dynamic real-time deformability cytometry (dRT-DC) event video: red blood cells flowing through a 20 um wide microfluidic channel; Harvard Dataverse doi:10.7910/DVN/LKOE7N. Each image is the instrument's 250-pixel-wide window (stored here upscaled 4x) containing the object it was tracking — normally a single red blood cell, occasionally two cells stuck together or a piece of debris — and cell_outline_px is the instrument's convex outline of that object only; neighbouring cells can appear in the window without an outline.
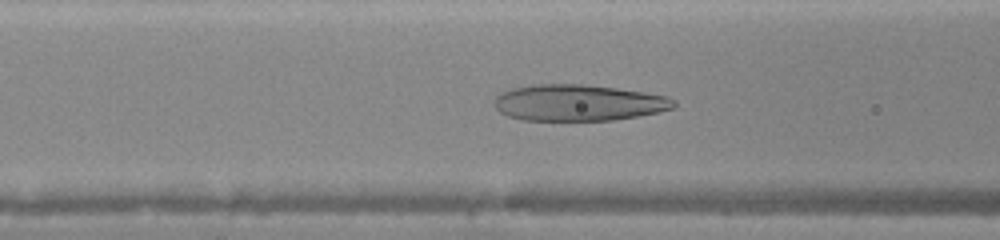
{"species": "human", "species_latin": "Homo sapiens", "temperature_condition": "warm", "stored_images_in_passage": 40, "camera_frame_rate_fps": 3000, "um_per_image_px": 0.085, "donor": {"sex": "female"}, "frame": {"image": 1, "passage_image": 13, "time_ms": 4.0, "image_size_px": [1000, 240], "cell_outline_px": [[676, 108], [636, 116], [612, 120], [520, 120], [508, 116], [500, 112], [496, 108], [496, 96], [500, 92], [512, 88], [536, 84], [580, 84], [616, 88], [644, 92], [668, 96], [676, 100]], "centroid_in_image_um": [49.17, 8.73], "position_along_channel_um": 117.4, "area_um2": 37.92}}
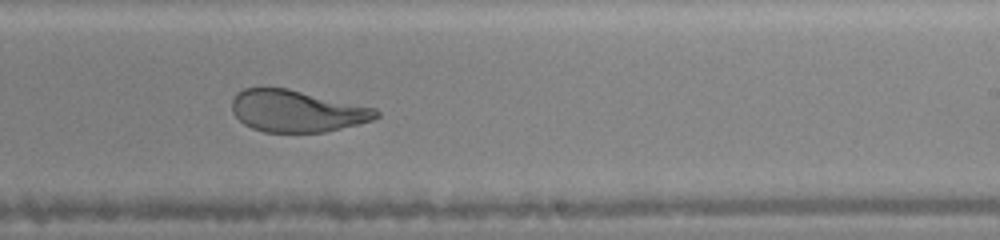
{"frame": {"image": 2, "passage_image": 23, "time_ms": 7.333, "image_size_px": [1000, 240], "cell_outline_px": [[380, 116], [372, 120], [324, 132], [264, 132], [252, 128], [244, 124], [232, 112], [232, 100], [236, 92], [244, 88], [288, 88], [376, 108], [380, 112]], "centroid_in_image_um": [25.21, 9.43], "position_along_channel_um": 263.8, "area_um2": 35.08}}
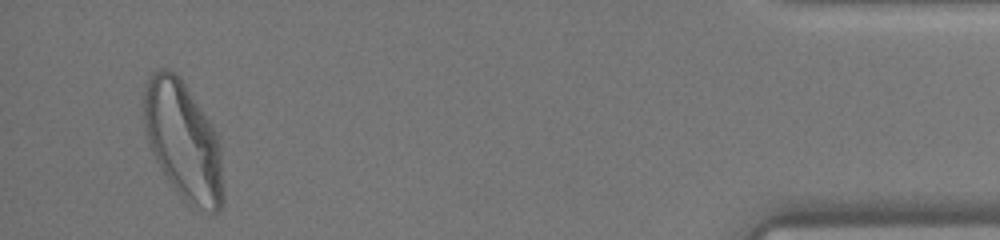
{"frame": {"image": 3, "passage_image": 38, "time_ms": 12.333, "image_size_px": [1000, 240], "cell_outline_px": [[224, 200], [220, 208], [212, 216], [188, 204], [176, 192], [168, 180], [156, 160], [148, 140], [144, 124], [144, 84], [148, 76], [152, 72], [160, 68], [168, 68], [176, 72], [180, 76], [212, 124], [220, 144], [224, 196]], "centroid_in_image_um": [15.59, 11.98], "position_along_channel_um": 419.6, "area_um2": 55.31}}